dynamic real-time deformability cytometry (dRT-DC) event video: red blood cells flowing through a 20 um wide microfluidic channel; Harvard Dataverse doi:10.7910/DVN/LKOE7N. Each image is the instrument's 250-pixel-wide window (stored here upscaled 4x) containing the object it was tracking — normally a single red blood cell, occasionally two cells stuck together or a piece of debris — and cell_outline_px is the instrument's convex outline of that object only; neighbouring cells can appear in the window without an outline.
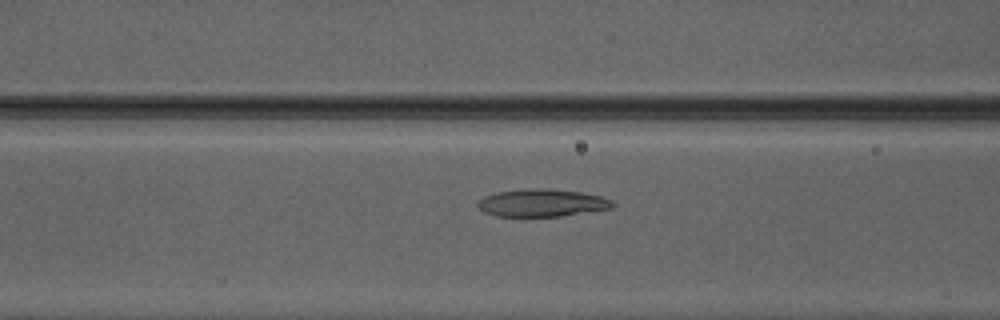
{"species": "Egyptian fruit bat (a non-hibernating species)", "species_latin": "Rousettus aegyptiacus", "temperature_condition": "warm", "stored_images_in_passage": 45, "camera_frame_rate_fps": 3000, "um_per_image_px": 0.085, "animal": {"sex": "male"}, "frame": {"image": 1, "passage_image": 17, "time_ms": 5.333, "image_size_px": [1000, 320], "cell_outline_px": [[616, 204], [612, 208], [560, 216], [496, 216], [484, 212], [476, 204], [484, 196], [496, 192], [524, 188], [548, 188], [580, 192], [600, 196], [612, 200]], "centroid_in_image_um": [46.06, 17.23], "position_along_channel_um": 120.5, "area_um2": 21.68}}
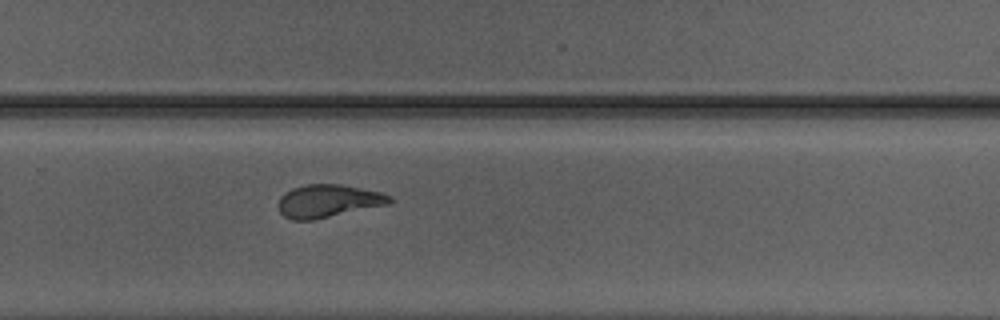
{"frame": {"image": 2, "passage_image": 30, "time_ms": 9.667, "image_size_px": [1000, 320], "cell_outline_px": [[392, 200], [388, 204], [312, 220], [292, 220], [284, 216], [280, 212], [280, 196], [284, 192], [292, 188], [308, 184], [340, 184], [380, 192], [392, 196]], "centroid_in_image_um": [27.88, 17.08], "position_along_channel_um": 301.9, "area_um2": 21.04}}
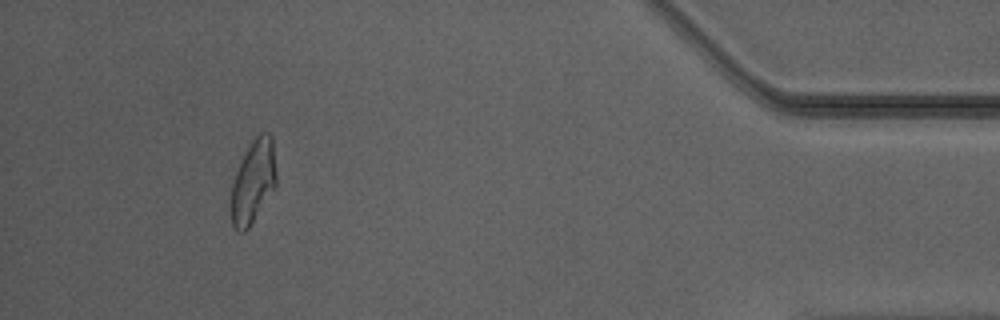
{"frame": {"image": 3, "passage_image": 42, "time_ms": 13.667, "image_size_px": [1000, 320], "cell_outline_px": [[276, 184], [248, 228], [244, 232], [240, 232], [232, 224], [228, 208], [232, 184], [240, 160], [244, 152], [252, 140], [260, 132], [268, 132], [272, 136], [276, 172]], "centroid_in_image_um": [21.48, 15.42], "position_along_channel_um": 413.7, "area_um2": 22.08}, "authors_computed_cell_mechanics": {"area_um2": 22.1374, "velocity_mm_per_s": 4.2034, "shape_relaxation_time_tau1_ms": 8.1455, "shape_relaxation_time_tau2_ms": 1.8126, "deformation_change_tau1": 0.2488, "deformation_change_tau2": 0.1033}}